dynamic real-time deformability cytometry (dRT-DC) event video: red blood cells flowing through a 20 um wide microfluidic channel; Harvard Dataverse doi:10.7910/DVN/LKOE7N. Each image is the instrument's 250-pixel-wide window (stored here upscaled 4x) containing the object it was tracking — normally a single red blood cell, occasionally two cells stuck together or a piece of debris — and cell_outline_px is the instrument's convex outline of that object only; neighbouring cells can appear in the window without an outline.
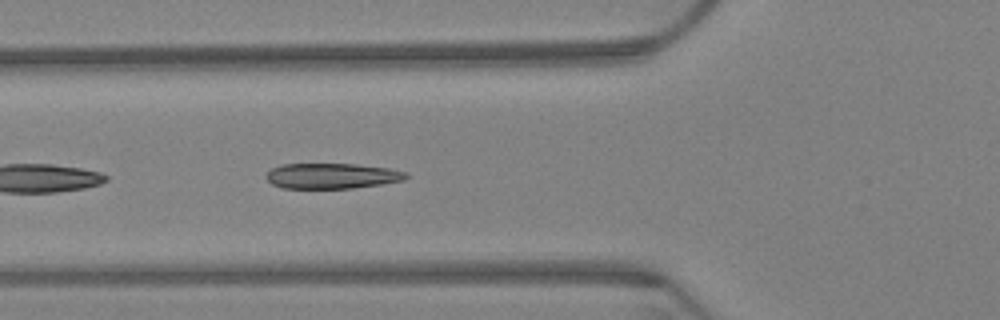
{"species": "Egyptian fruit bat (a non-hibernating species)", "species_latin": "Rousettus aegyptiacus", "temperature_condition": "warm", "stored_images_in_passage": 8, "camera_frame_rate_fps": 3000, "um_per_image_px": 0.085, "animal": {"sex": "female"}, "frame": {"image": 1, "passage_image": 3, "time_ms": 0.667, "image_size_px": [1000, 320], "cell_outline_px": [[408, 176], [404, 180], [380, 184], [352, 188], [280, 188], [272, 184], [264, 176], [272, 168], [280, 164], [356, 164], [388, 168], [408, 172]], "centroid_in_image_um": [28.19, 14.95], "position_along_channel_um": 97.6, "area_um2": 20.75}}